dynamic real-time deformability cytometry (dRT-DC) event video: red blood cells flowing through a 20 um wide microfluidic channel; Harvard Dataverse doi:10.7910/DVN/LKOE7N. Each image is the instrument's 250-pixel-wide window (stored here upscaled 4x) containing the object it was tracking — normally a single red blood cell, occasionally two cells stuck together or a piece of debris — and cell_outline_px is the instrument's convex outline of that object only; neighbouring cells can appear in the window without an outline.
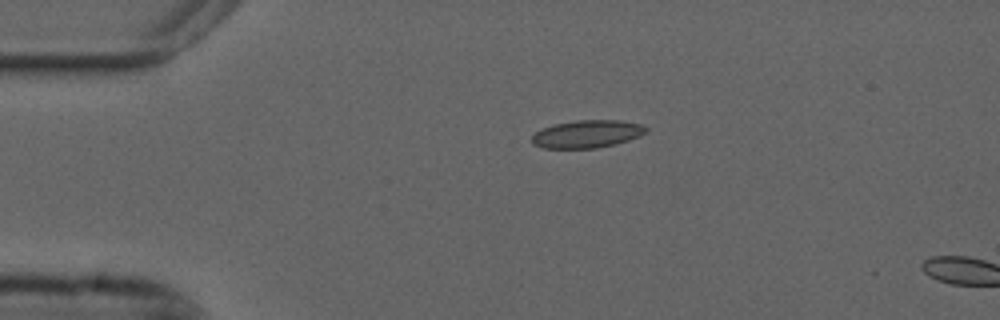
{"species": "common noctule bat (a hibernating species)", "species_latin": "Nyctalus noctula", "temperature_condition": "cold", "stored_images_in_passage": 4, "camera_frame_rate_fps": 3000, "um_per_image_px": 0.085, "animal": {"sex": "male", "forearm_length_mm": 52.5}, "frame": {"image": 1, "passage_image": 1, "time_ms": 0.0, "image_size_px": [1000, 320], "cell_outline_px": [[648, 128], [640, 136], [616, 144], [596, 148], [544, 148], [532, 144], [532, 136], [536, 132], [552, 124], [576, 120], [620, 120], [644, 124]], "centroid_in_image_um": [49.92, 11.38], "position_along_channel_um": 35.1, "area_um2": 18.5}}